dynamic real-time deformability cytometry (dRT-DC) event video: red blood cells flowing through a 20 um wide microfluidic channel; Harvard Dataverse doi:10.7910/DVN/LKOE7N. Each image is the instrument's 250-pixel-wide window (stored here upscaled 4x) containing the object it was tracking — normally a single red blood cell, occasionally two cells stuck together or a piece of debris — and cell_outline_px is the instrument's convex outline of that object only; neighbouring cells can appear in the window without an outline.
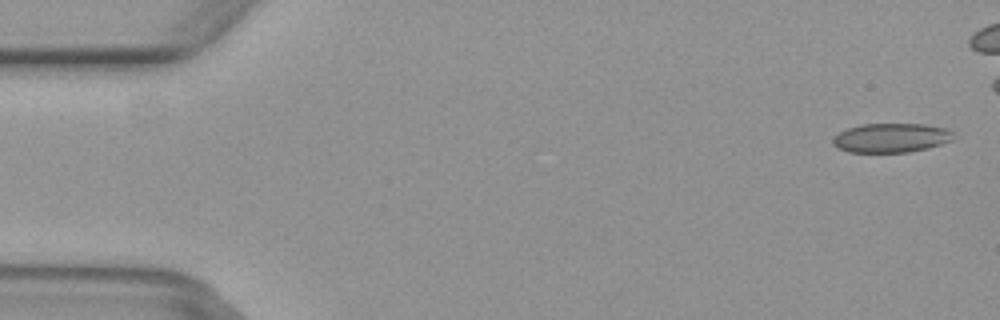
{"species": "common noctule bat (a hibernating species)", "species_latin": "Nyctalus noctula", "temperature_condition": "warm", "stored_images_in_passage": 5, "camera_frame_rate_fps": 3000, "um_per_image_px": 0.085, "animal": {"sex": "female", "body_mass_g": 29.2, "forearm_length_mm": 56.3}, "frame": {"image": 1, "passage_image": 1, "time_ms": 0.0, "image_size_px": [1000, 320], "cell_outline_px": [[952, 140], [928, 148], [908, 152], [848, 152], [832, 144], [832, 140], [840, 132], [848, 128], [860, 124], [924, 124], [948, 128], [952, 132]], "centroid_in_image_um": [75.75, 11.71], "position_along_channel_um": 9.2, "area_um2": 20.4}}